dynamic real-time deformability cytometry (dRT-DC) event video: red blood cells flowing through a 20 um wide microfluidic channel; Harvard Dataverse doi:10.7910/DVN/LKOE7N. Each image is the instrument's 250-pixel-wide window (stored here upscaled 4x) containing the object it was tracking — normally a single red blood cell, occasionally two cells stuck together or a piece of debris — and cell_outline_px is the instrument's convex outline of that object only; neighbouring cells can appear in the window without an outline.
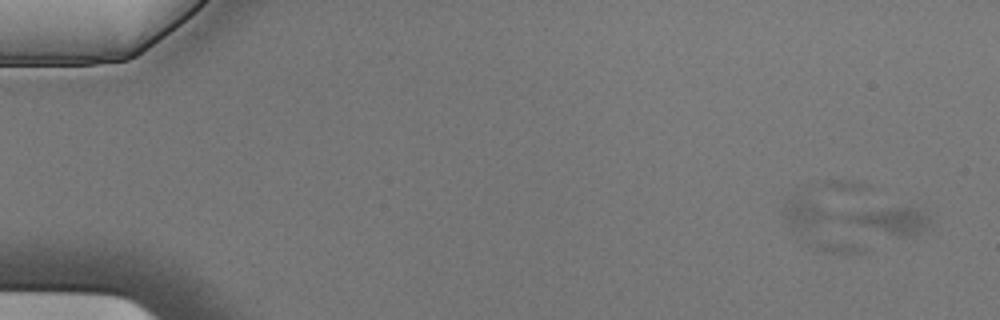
{"species": "Egyptian fruit bat (a non-hibernating species)", "species_latin": "Rousettus aegyptiacus", "temperature_condition": "cold", "stored_images_in_passage": 6, "camera_frame_rate_fps": 3000, "um_per_image_px": 0.085, "animal": {"sex": "male"}, "frame": {"image": 1, "passage_image": 2, "time_ms": 0.333, "image_size_px": [1000, 320], "cell_outline_px": [[932, 224], [928, 228], [920, 232], [908, 236], [900, 236], [848, 220], [836, 216], [884, 208], [916, 208], [932, 216]], "centroid_in_image_um": [75.93, 18.72], "position_along_channel_um": 9.1, "area_um2": 12.2}}